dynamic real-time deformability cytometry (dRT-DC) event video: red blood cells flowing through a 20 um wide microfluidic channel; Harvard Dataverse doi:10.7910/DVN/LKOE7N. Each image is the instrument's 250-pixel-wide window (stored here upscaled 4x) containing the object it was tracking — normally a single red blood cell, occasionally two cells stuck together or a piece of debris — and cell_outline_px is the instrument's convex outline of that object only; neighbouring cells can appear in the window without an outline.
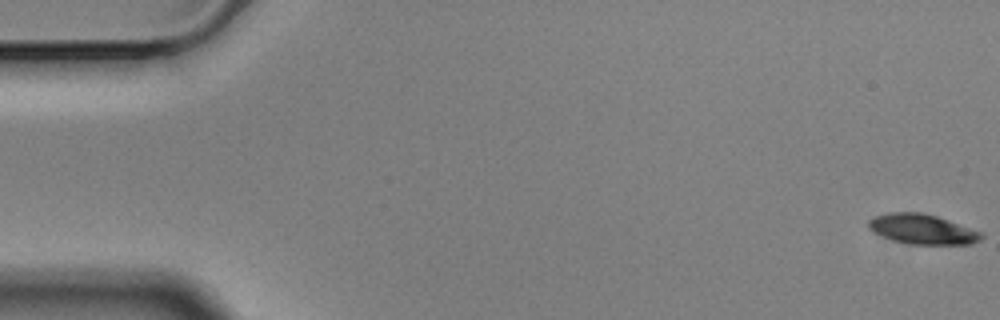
{"species": "Egyptian fruit bat (a non-hibernating species)", "species_latin": "Rousettus aegyptiacus", "temperature_condition": "cold", "stored_images_in_passage": 57, "camera_frame_rate_fps": 3000, "um_per_image_px": 0.085, "animal": {"sex": "male"}, "frame": {"image": 1, "passage_image": 1, "time_ms": 0.0, "image_size_px": [1000, 320], "cell_outline_px": [[984, 236], [980, 240], [972, 244], [912, 244], [892, 240], [872, 232], [868, 228], [868, 220], [872, 216], [888, 212], [920, 212], [936, 216], [984, 232]], "centroid_in_image_um": [78.38, 19.47], "position_along_channel_um": 6.6, "area_um2": 19.88}}
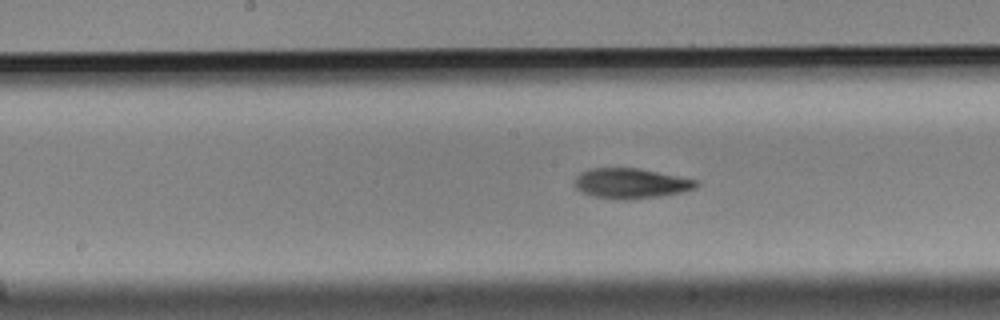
{"frame": {"image": 2, "passage_image": 29, "time_ms": 9.333, "image_size_px": [1000, 320], "cell_outline_px": [[700, 184], [692, 188], [680, 192], [660, 196], [624, 200], [592, 196], [576, 188], [576, 176], [580, 172], [588, 168], [640, 168], [700, 180]], "centroid_in_image_um": [53.64, 15.57], "position_along_channel_um": 194.6, "area_um2": 21.33}}
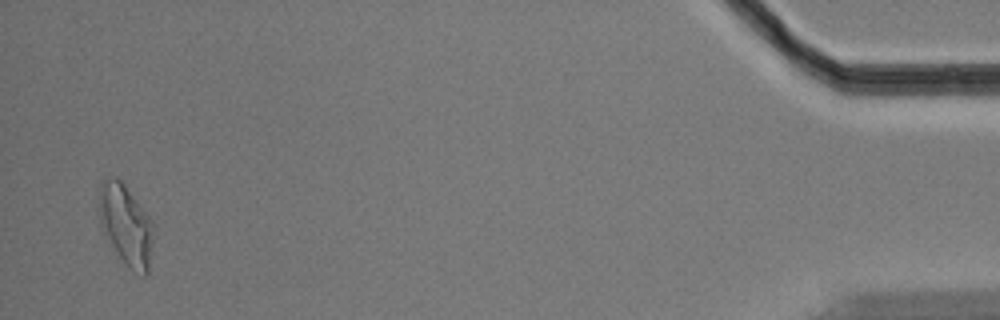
{"frame": {"image": 3, "passage_image": 56, "time_ms": 18.333, "image_size_px": [1000, 320], "cell_outline_px": [[152, 240], [148, 272], [144, 276], [128, 268], [116, 252], [100, 224], [100, 184], [108, 176], [116, 176], [124, 184], [148, 216], [152, 224]], "centroid_in_image_um": [10.69, 19.11], "position_along_channel_um": 424.5, "area_um2": 24.8}, "authors_computed_cell_mechanics": {"area_um2": 20.8658, "velocity_mm_per_s": 3.51, "shape_relaxation_time_tau1_ms": 3.5129, "shape_relaxation_time_tau2_ms": 4.3035, "deformation_change_tau1": 0.152, "deformation_change_tau2": 0.1219}}